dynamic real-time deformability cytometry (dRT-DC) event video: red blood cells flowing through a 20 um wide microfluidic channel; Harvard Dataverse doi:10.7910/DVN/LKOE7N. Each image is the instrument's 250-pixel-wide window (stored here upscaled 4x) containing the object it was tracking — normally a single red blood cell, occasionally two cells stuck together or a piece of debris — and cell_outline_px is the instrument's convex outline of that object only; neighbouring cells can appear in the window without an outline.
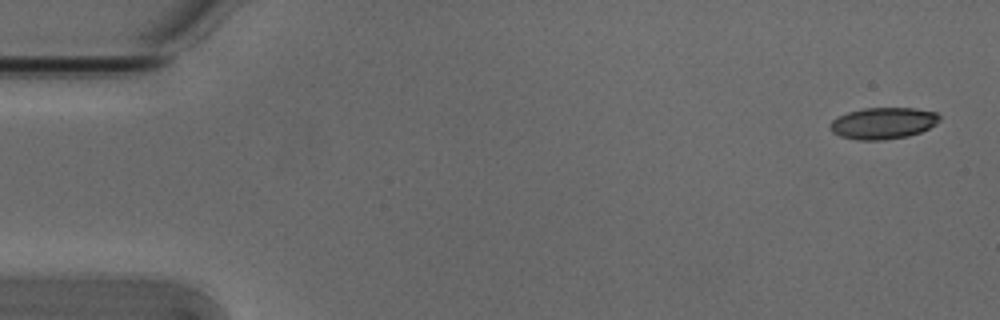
{"species": "Egyptian fruit bat (a non-hibernating species)", "species_latin": "Rousettus aegyptiacus", "temperature_condition": "cold", "stored_images_in_passage": 8, "camera_frame_rate_fps": 3000, "um_per_image_px": 0.085, "animal": {"sex": "male"}, "frame": {"image": 1, "passage_image": 1, "time_ms": 0.0, "image_size_px": [1000, 320], "cell_outline_px": [[940, 120], [936, 124], [920, 132], [908, 136], [884, 140], [856, 140], [840, 136], [832, 132], [828, 128], [832, 120], [848, 112], [864, 108], [916, 108], [936, 112], [940, 116]], "centroid_in_image_um": [75.06, 10.47], "position_along_channel_um": 9.9, "area_um2": 20.17}}
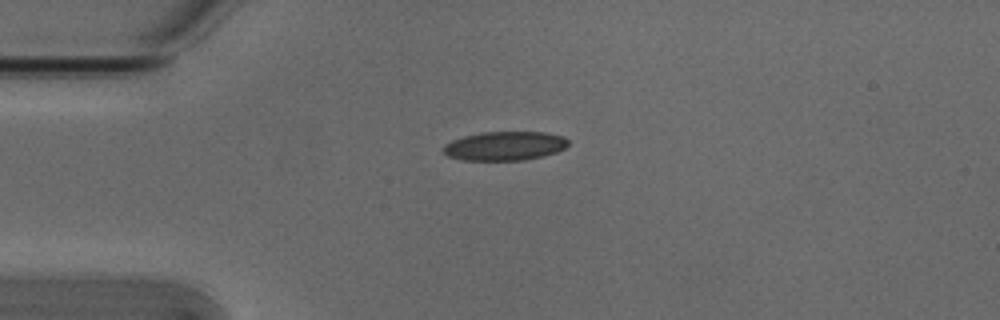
{"frame": {"image": 2, "passage_image": 4, "time_ms": 1.0, "image_size_px": [1000, 320], "cell_outline_px": [[568, 144], [564, 148], [556, 152], [524, 160], [460, 160], [448, 156], [444, 152], [444, 144], [452, 140], [464, 136], [480, 132], [544, 132], [564, 136], [568, 140]], "centroid_in_image_um": [42.89, 12.4], "position_along_channel_um": 42.1, "area_um2": 21.04}}
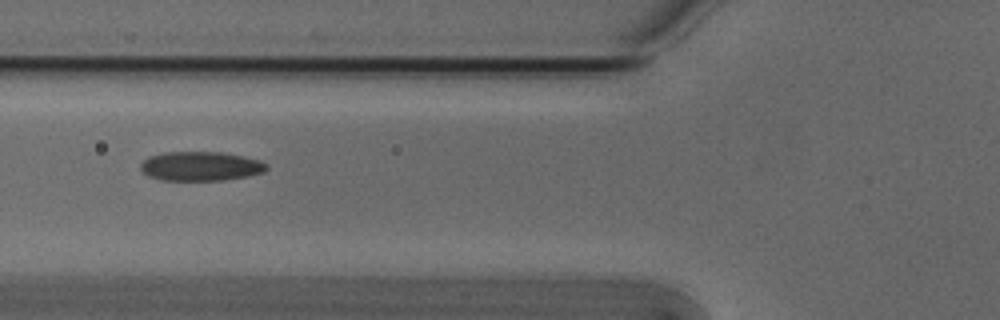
{"frame": {"image": 3, "passage_image": 6, "time_ms": 1.667, "image_size_px": [1000, 320], "cell_outline_px": [[268, 168], [264, 172], [248, 176], [224, 180], [160, 180], [148, 176], [140, 168], [140, 164], [148, 156], [164, 152], [224, 152], [244, 156], [260, 160], [268, 164]], "centroid_in_image_um": [17.07, 14.12], "position_along_channel_um": 108.7, "area_um2": 21.68}}